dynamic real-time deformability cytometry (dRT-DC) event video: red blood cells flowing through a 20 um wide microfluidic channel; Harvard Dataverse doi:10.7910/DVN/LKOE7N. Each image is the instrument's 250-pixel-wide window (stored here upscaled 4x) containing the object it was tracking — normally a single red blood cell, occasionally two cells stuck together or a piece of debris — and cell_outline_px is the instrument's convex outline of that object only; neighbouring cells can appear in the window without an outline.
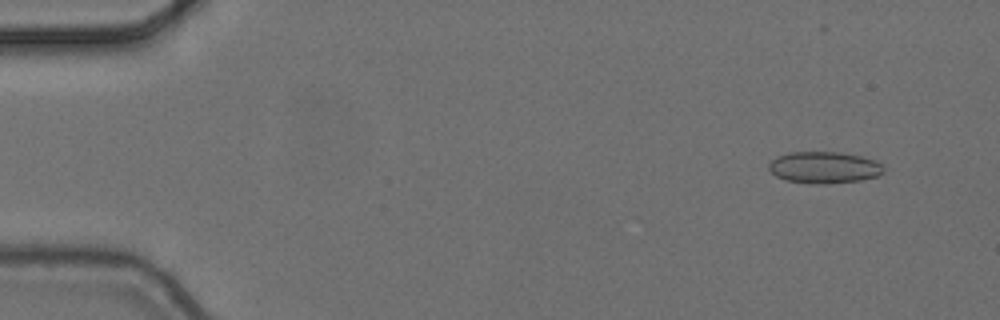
{"species": "common noctule bat (a hibernating species)", "species_latin": "Nyctalus noctula", "temperature_condition": "cold", "stored_images_in_passage": 5, "camera_frame_rate_fps": 3000, "um_per_image_px": 0.085, "animal": {"sex": "female", "body_mass_g": 24.6, "forearm_length_mm": 56.2}, "frame": {"image": 1, "passage_image": 2, "time_ms": 0.333, "image_size_px": [1000, 320], "cell_outline_px": [[884, 172], [880, 176], [860, 180], [824, 184], [808, 184], [784, 180], [776, 176], [768, 168], [768, 164], [776, 156], [788, 152], [840, 152], [860, 156], [872, 160], [880, 164], [884, 168]], "centroid_in_image_um": [70.02, 14.24], "position_along_channel_um": 15.0, "area_um2": 21.33}}